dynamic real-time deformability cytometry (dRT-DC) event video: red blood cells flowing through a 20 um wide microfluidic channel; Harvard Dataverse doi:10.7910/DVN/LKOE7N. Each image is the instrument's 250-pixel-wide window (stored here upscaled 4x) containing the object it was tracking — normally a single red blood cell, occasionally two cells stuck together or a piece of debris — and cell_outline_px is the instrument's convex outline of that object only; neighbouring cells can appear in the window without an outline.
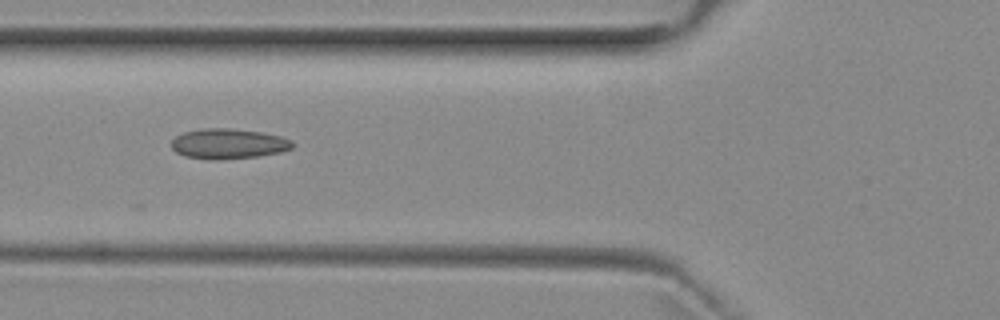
{"species": "common noctule bat (a hibernating species)", "species_latin": "Nyctalus noctula", "temperature_condition": "room temperature", "stored_images_in_passage": 7, "camera_frame_rate_fps": 3000, "um_per_image_px": 0.085, "animal": {"sex": "female", "body_mass_g": 29.2, "forearm_length_mm": 56.3}, "frame": {"image": 1, "passage_image": 4, "time_ms": 3.333, "image_size_px": [1000, 320], "cell_outline_px": [[296, 144], [292, 148], [280, 152], [256, 156], [216, 160], [212, 160], [184, 156], [176, 152], [172, 148], [172, 140], [176, 136], [184, 132], [204, 128], [228, 128], [260, 132], [280, 136], [292, 140]], "centroid_in_image_um": [19.41, 12.22], "position_along_channel_um": 106.4, "area_um2": 21.21}}
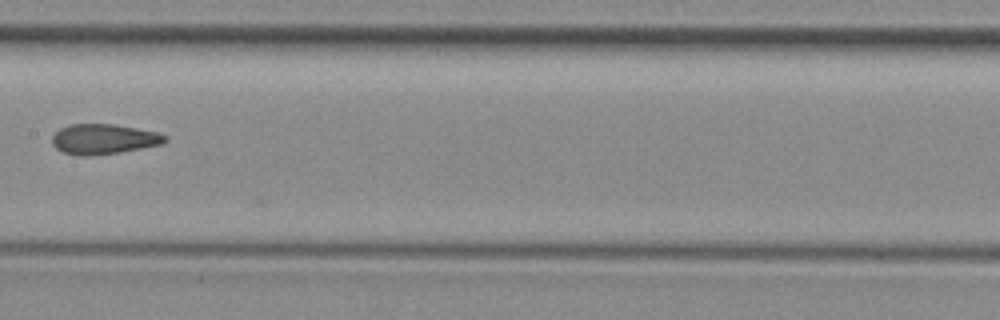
{"frame": {"image": 2, "passage_image": 6, "time_ms": 5.667, "image_size_px": [1000, 320], "cell_outline_px": [[168, 140], [164, 144], [120, 152], [92, 156], [76, 156], [64, 152], [56, 148], [52, 144], [52, 136], [60, 128], [72, 124], [112, 124], [136, 128], [156, 132], [168, 136]], "centroid_in_image_um": [8.82, 11.83], "position_along_channel_um": 198.6, "area_um2": 19.94}}
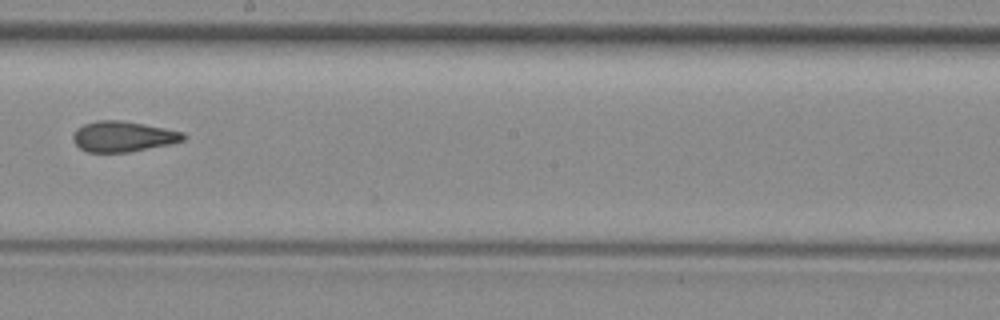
{"frame": {"image": 3, "passage_image": 7, "time_ms": 6.667, "image_size_px": [1000, 320], "cell_outline_px": [[184, 140], [168, 144], [128, 152], [88, 152], [80, 148], [72, 140], [72, 136], [76, 128], [84, 124], [100, 120], [120, 120], [144, 124], [184, 132]], "centroid_in_image_um": [10.41, 11.6], "position_along_channel_um": 237.8, "area_um2": 19.42}}